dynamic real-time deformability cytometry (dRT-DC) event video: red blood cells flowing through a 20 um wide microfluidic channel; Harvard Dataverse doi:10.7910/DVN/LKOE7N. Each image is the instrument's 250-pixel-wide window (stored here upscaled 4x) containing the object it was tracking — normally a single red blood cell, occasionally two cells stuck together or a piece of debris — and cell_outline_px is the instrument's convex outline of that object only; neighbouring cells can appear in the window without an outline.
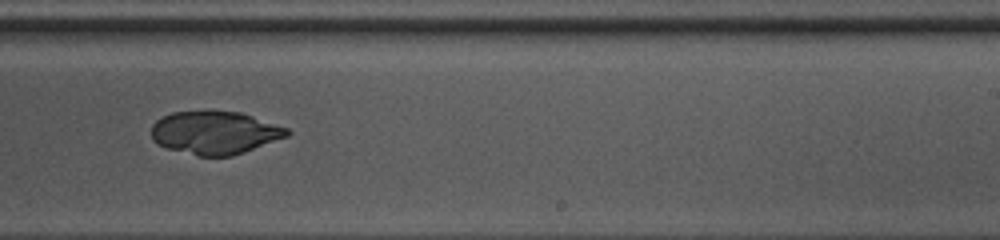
{"species": "common noctule bat (a hibernating species)", "species_latin": "Nyctalus noctula", "temperature_condition": "warm", "stored_images_in_passage": 34, "camera_frame_rate_fps": 3000, "um_per_image_px": 0.085, "animal": {"sex": "female", "body_mass_g": 10.0, "forearm_length_mm": 53.1}, "frame": {"image": 1, "passage_image": 17, "time_ms": 5.333, "image_size_px": [1000, 240], "cell_outline_px": [[292, 132], [288, 136], [244, 152], [232, 156], [200, 156], [168, 148], [156, 144], [152, 140], [152, 124], [160, 116], [172, 112], [240, 112], [288, 128]], "centroid_in_image_um": [18.25, 11.28], "position_along_channel_um": 270.7, "area_um2": 33.76}}
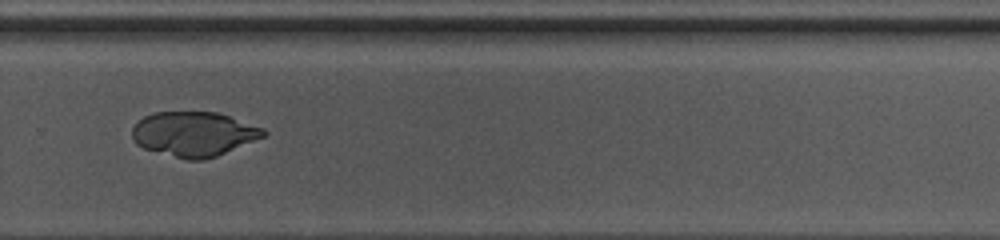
{"frame": {"image": 2, "passage_image": 20, "time_ms": 6.333, "image_size_px": [1000, 240], "cell_outline_px": [[268, 132], [264, 136], [216, 156], [204, 160], [188, 160], [144, 148], [136, 144], [132, 140], [132, 128], [144, 116], [156, 112], [216, 112], [264, 128]], "centroid_in_image_um": [16.46, 11.39], "position_along_channel_um": 313.3, "area_um2": 33.81}}